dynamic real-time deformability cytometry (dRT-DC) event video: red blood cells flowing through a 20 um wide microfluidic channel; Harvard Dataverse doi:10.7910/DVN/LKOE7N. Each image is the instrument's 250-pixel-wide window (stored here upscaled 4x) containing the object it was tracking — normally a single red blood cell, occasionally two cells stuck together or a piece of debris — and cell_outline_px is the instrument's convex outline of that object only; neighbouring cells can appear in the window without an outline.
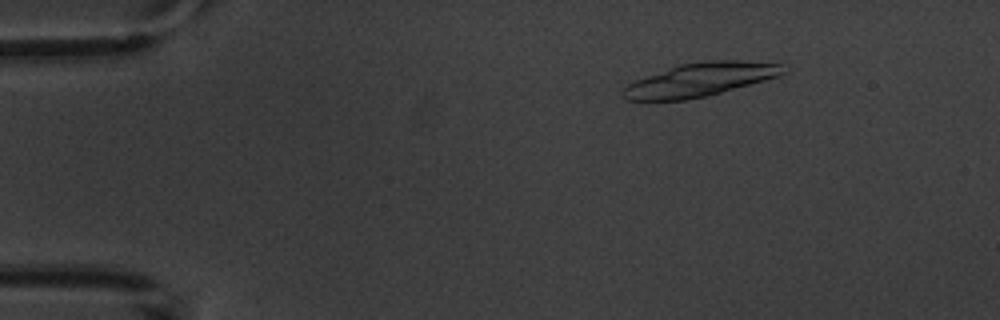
{"species": "common noctule bat (a hibernating species)", "species_latin": "Nyctalus noctula", "temperature_condition": "warm", "stored_images_in_passage": 7, "camera_frame_rate_fps": 3000, "um_per_image_px": 0.085, "animal": {"sex": "male", "body_mass_g": 20.1, "forearm_length_mm": 53.5}, "frame": {"image": 1, "passage_image": 3, "time_ms": 2.333, "image_size_px": [1000, 320], "cell_outline_px": [[784, 72], [780, 76], [720, 92], [704, 96], [684, 100], [624, 100], [620, 92], [628, 84], [636, 80], [668, 68], [680, 64], [704, 60], [744, 60], [780, 64]], "centroid_in_image_um": [59.47, 6.76], "position_along_channel_um": 25.5, "area_um2": 30.87}}
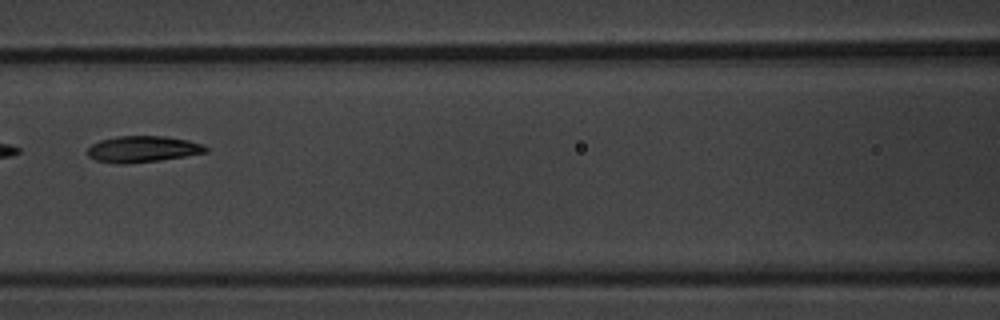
{"frame": {"image": 2, "passage_image": 7, "time_ms": 8.0, "image_size_px": [1000, 320], "cell_outline_px": [[208, 152], [160, 160], [124, 164], [116, 164], [96, 160], [88, 156], [88, 148], [92, 144], [100, 140], [116, 136], [164, 136], [188, 140], [204, 144], [208, 148]], "centroid_in_image_um": [12.13, 12.67], "position_along_channel_um": 154.5, "area_um2": 18.15}}